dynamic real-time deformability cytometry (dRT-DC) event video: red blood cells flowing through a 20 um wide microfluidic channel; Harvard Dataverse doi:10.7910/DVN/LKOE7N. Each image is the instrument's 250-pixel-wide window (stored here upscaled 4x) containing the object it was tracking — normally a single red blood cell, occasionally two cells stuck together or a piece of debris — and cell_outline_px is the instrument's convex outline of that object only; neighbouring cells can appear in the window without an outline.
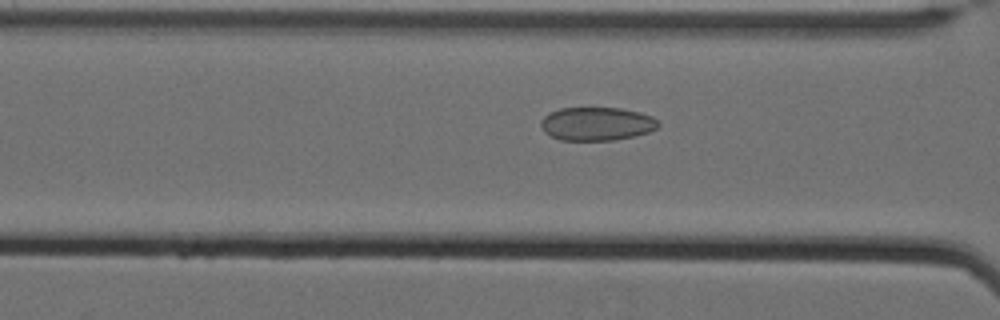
{"species": "Egyptian fruit bat (a non-hibernating species)", "species_latin": "Rousettus aegyptiacus", "temperature_condition": "cold", "stored_images_in_passage": 39, "camera_frame_rate_fps": 3000, "um_per_image_px": 0.085, "animal": {"sex": "female"}, "frame": {"image": 1, "passage_image": 6, "time_ms": 1.667, "image_size_px": [1000, 320], "cell_outline_px": [[660, 124], [656, 128], [648, 132], [632, 136], [612, 140], [560, 140], [544, 132], [540, 124], [540, 120], [544, 116], [560, 108], [620, 108], [640, 112], [652, 116]], "centroid_in_image_um": [50.71, 10.52], "position_along_channel_um": 115.9, "area_um2": 22.72}}
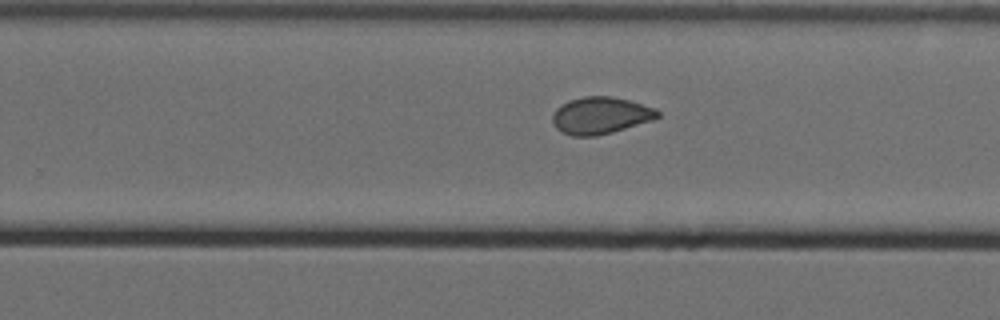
{"frame": {"image": 2, "passage_image": 20, "time_ms": 6.333, "image_size_px": [1000, 320], "cell_outline_px": [[660, 116], [652, 120], [612, 132], [596, 136], [572, 136], [560, 132], [556, 128], [552, 120], [552, 116], [556, 108], [560, 104], [568, 100], [584, 96], [612, 96], [628, 100], [656, 108], [660, 112]], "centroid_in_image_um": [51.02, 9.81], "position_along_channel_um": 278.8, "area_um2": 22.77}}
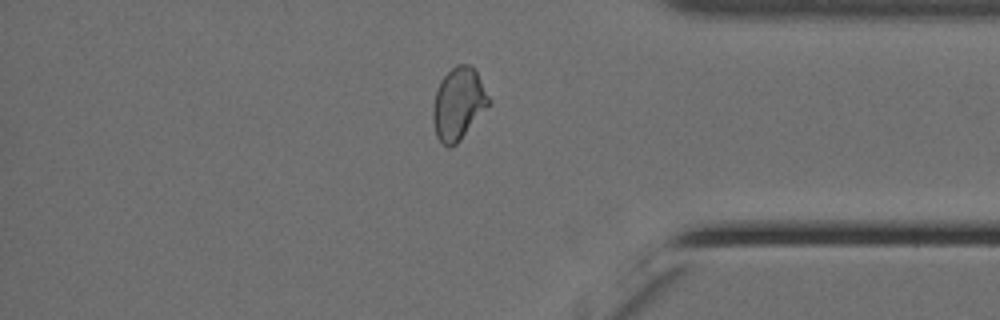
{"frame": {"image": 3, "passage_image": 31, "time_ms": 10.0, "image_size_px": [1000, 320], "cell_outline_px": [[492, 104], [460, 140], [456, 144], [448, 148], [436, 136], [432, 120], [432, 104], [440, 80], [456, 64], [472, 64], [476, 68], [492, 100]], "centroid_in_image_um": [39.01, 8.79], "position_along_channel_um": 396.2, "area_um2": 24.1}, "authors_computed_cell_mechanics": {"area_um2": 22.5998, "velocity_mm_per_s": 3.4816, "shape_relaxation_time_tau1_ms": null, "shape_relaxation_time_tau2_ms": 1.6269, "deformation_change_tau1": null, "deformation_change_tau2": 0.0671}}